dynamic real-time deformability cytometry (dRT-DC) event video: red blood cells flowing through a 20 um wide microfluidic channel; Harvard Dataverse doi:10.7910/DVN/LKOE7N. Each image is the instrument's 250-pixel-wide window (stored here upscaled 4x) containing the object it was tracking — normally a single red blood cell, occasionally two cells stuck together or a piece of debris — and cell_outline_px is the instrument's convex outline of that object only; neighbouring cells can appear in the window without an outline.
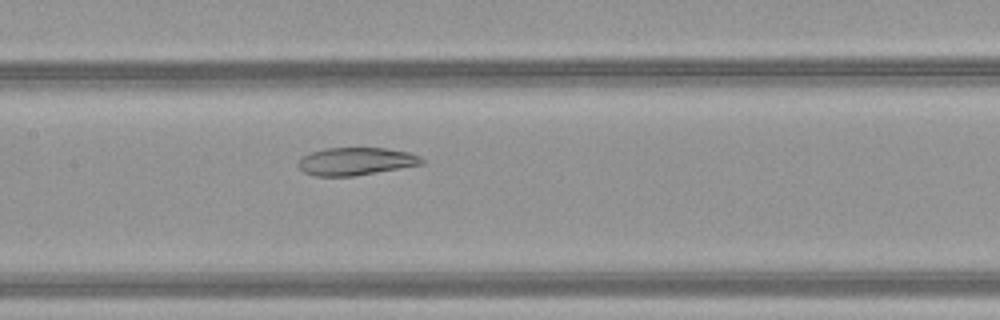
{"species": "common noctule bat (a hibernating species)", "species_latin": "Nyctalus noctula", "temperature_condition": "warm", "stored_images_in_passage": 23, "camera_frame_rate_fps": 3000, "um_per_image_px": 0.085, "animal": {"sex": "female", "body_mass_g": 21.9}, "frame": {"image": 1, "passage_image": 13, "time_ms": 4.0, "image_size_px": [1000, 320], "cell_outline_px": [[424, 164], [352, 176], [316, 176], [304, 172], [296, 164], [300, 156], [308, 152], [324, 148], [384, 148], [408, 152], [420, 156], [424, 160]], "centroid_in_image_um": [30.19, 13.7], "position_along_channel_um": 177.2, "area_um2": 20.06}}
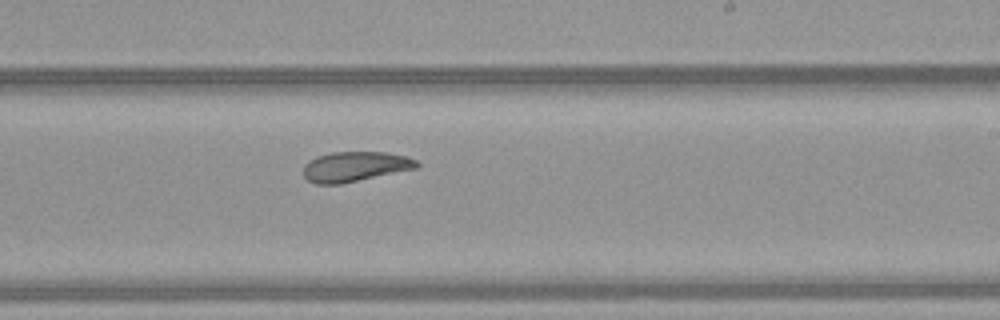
{"frame": {"image": 2, "passage_image": 19, "time_ms": 6.0, "image_size_px": [1000, 320], "cell_outline_px": [[420, 164], [416, 168], [340, 184], [316, 184], [308, 180], [304, 176], [304, 164], [308, 160], [316, 156], [332, 152], [384, 152], [408, 156], [416, 160]], "centroid_in_image_um": [30.15, 14.15], "position_along_channel_um": 258.8, "area_um2": 19.77}}
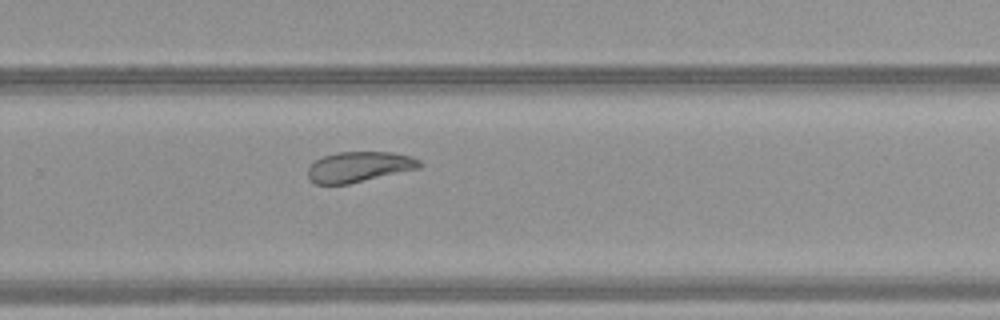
{"frame": {"image": 3, "passage_image": 22, "time_ms": 7.0, "image_size_px": [1000, 320], "cell_outline_px": [[424, 164], [420, 168], [348, 184], [316, 184], [308, 176], [308, 168], [316, 160], [324, 156], [336, 152], [392, 152], [412, 156], [420, 160]], "centroid_in_image_um": [30.57, 14.17], "position_along_channel_um": 299.2, "area_um2": 19.77}}